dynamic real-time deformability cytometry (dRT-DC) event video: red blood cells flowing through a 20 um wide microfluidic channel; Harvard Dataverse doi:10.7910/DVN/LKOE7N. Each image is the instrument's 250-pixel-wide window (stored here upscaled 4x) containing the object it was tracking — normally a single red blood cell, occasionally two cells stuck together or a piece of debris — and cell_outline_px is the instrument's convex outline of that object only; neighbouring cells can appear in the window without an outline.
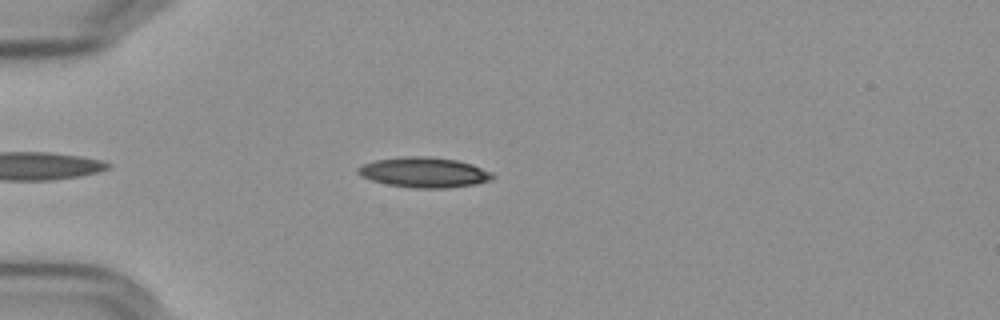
{"species": "Egyptian fruit bat (a non-hibernating species)", "species_latin": "Rousettus aegyptiacus", "temperature_condition": "cold", "stored_images_in_passage": 48, "camera_frame_rate_fps": 3000, "um_per_image_px": 0.085, "frame": {"image": 1, "passage_image": 7, "time_ms": 2.0, "image_size_px": [1000, 320], "cell_outline_px": [[496, 176], [492, 180], [472, 184], [448, 188], [416, 188], [388, 184], [372, 180], [360, 176], [356, 172], [356, 168], [360, 164], [376, 160], [400, 156], [432, 156], [456, 160], [472, 164], [492, 172]], "centroid_in_image_um": [36.02, 14.64], "position_along_channel_um": 49.0, "area_um2": 23.87}}
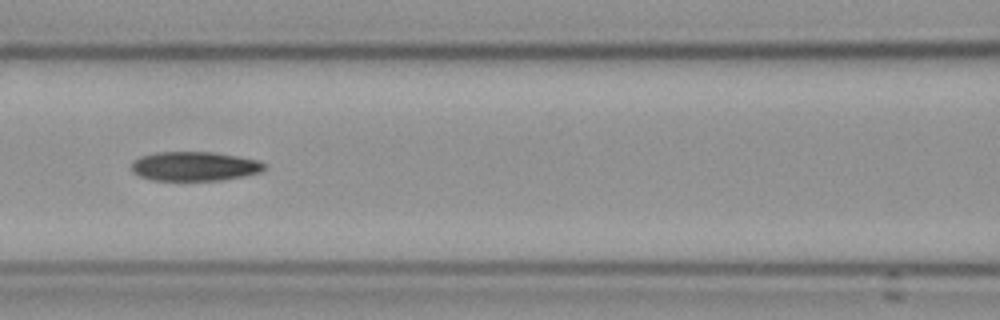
{"frame": {"image": 2, "passage_image": 17, "time_ms": 5.333, "image_size_px": [1000, 320], "cell_outline_px": [[264, 168], [260, 172], [244, 176], [220, 180], [152, 180], [140, 176], [132, 172], [132, 160], [140, 156], [156, 152], [212, 152], [260, 160], [264, 164]], "centroid_in_image_um": [16.5, 14.13], "position_along_channel_um": 150.1, "area_um2": 22.6}}
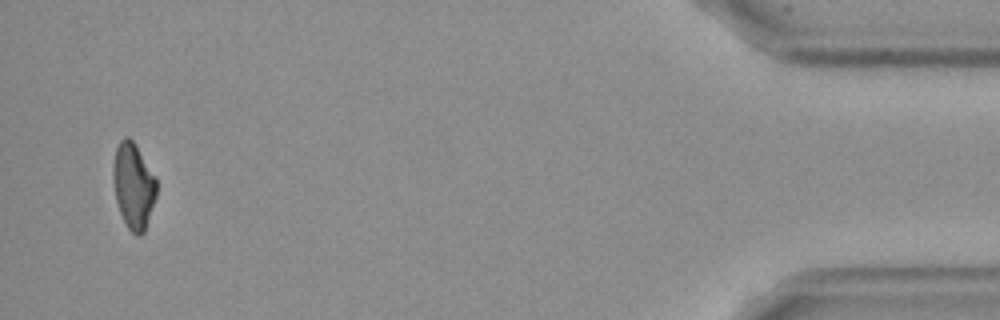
{"frame": {"image": 3, "passage_image": 46, "time_ms": 15.0, "image_size_px": [1000, 320], "cell_outline_px": [[156, 196], [144, 232], [140, 236], [136, 236], [128, 228], [120, 212], [116, 200], [112, 180], [112, 164], [116, 148], [120, 140], [124, 136], [128, 136], [136, 144], [156, 180]], "centroid_in_image_um": [11.31, 15.77], "position_along_channel_um": 423.9, "area_um2": 21.62}, "authors_computed_cell_mechanics": {"area_um2": 22.7443, "velocity_mm_per_s": 3.6125, "shape_relaxation_time_tau1_ms": null, "shape_relaxation_time_tau2_ms": 7.7221, "deformation_change_tau1": null, "deformation_change_tau2": 0.1725}}